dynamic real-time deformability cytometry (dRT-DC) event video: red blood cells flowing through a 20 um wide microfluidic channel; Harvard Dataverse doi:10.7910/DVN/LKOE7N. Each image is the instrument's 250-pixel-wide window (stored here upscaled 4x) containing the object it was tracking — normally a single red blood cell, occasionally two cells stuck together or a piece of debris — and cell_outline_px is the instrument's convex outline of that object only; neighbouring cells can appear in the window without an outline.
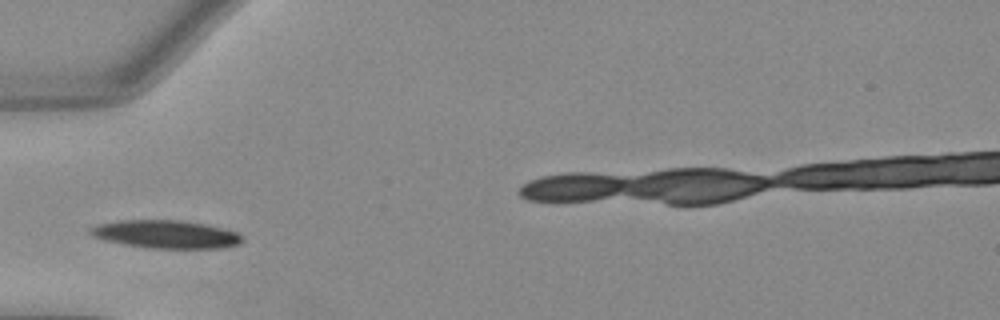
{"species": "Egyptian fruit bat (a non-hibernating species)", "species_latin": "Rousettus aegyptiacus", "temperature_condition": "warm", "stored_images_in_passage": 26, "camera_frame_rate_fps": 3000, "um_per_image_px": 0.085, "animal": {"sex": "female"}, "frame": {"image": 1, "passage_image": 1, "time_ms": 0.0, "image_size_px": [1000, 320], "cell_outline_px": [[244, 240], [240, 244], [220, 248], [144, 248], [104, 240], [92, 236], [88, 232], [88, 228], [96, 224], [120, 220], [180, 220], [204, 224], [236, 232]], "centroid_in_image_um": [14.03, 19.91], "position_along_channel_um": 71.0, "area_um2": 24.85}}
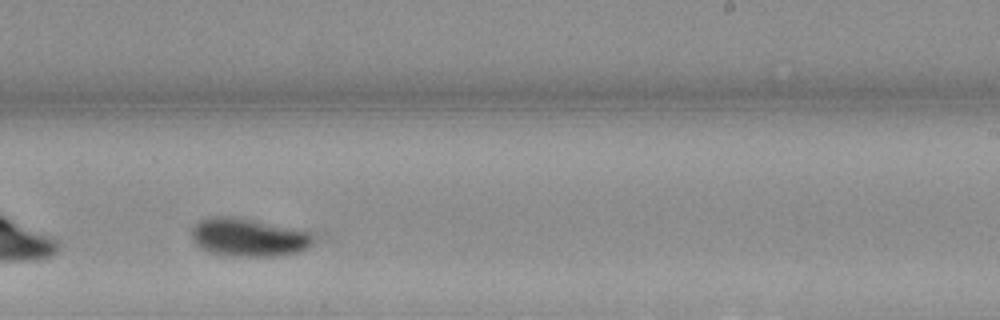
{"frame": {"image": 2, "passage_image": 16, "time_ms": 5.0, "image_size_px": [1000, 320], "cell_outline_px": [[316, 240], [308, 248], [300, 252], [288, 256], [220, 256], [208, 252], [200, 248], [192, 240], [192, 228], [200, 220], [212, 216], [224, 216], [248, 220], [312, 232]], "centroid_in_image_um": [21.14, 20.22], "position_along_channel_um": 267.9, "area_um2": 27.22}}
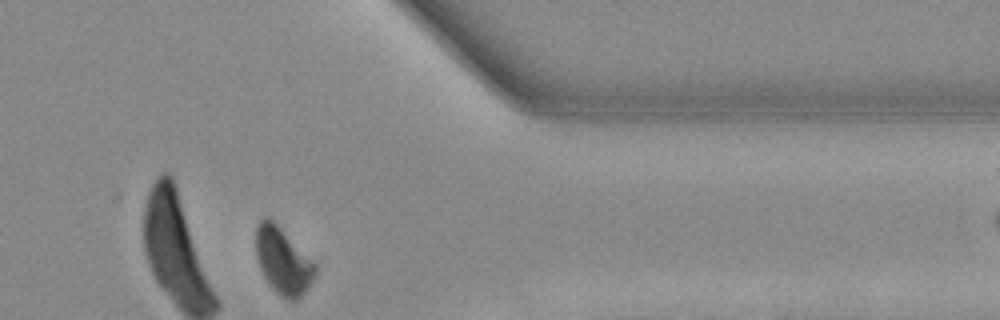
{"frame": {"image": 3, "passage_image": 26, "time_ms": 8.333, "image_size_px": [1000, 320], "cell_outline_px": [[316, 272], [308, 288], [296, 300], [288, 300], [280, 296], [268, 284], [260, 268], [256, 256], [256, 228], [260, 220], [264, 216], [268, 216], [316, 264]], "centroid_in_image_um": [24.03, 22.19], "position_along_channel_um": 387.4, "area_um2": 22.66}, "authors_computed_cell_mechanics": {"area_um2": 26.3279, "velocity_mm_per_s": 3.9579, "shape_relaxation_time_tau1_ms": 2.2596, "shape_relaxation_time_tau2_ms": null, "deformation_change_tau1": 0.1379, "deformation_change_tau2": null}}